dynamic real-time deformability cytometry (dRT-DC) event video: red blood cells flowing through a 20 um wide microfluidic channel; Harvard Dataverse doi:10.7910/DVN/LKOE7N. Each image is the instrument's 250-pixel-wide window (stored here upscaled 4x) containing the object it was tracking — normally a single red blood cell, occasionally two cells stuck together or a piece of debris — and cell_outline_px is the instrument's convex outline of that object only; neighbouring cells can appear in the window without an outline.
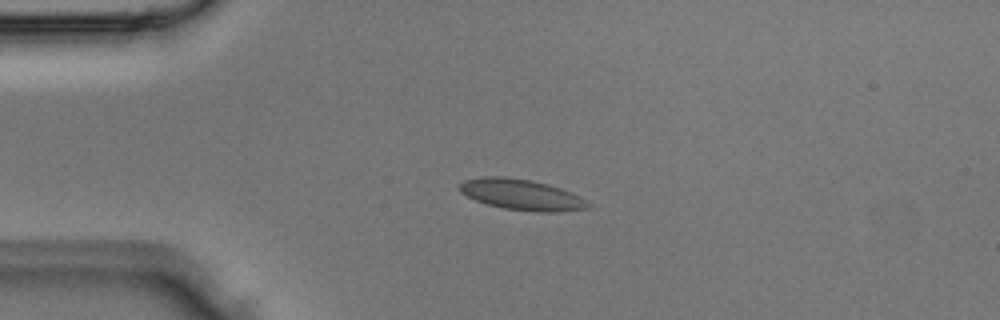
{"species": "Egyptian fruit bat (a non-hibernating species)", "species_latin": "Rousettus aegyptiacus", "temperature_condition": "room temperature", "stored_images_in_passage": 3, "camera_frame_rate_fps": 3000, "um_per_image_px": 0.085, "animal": {"sex": "male"}, "frame": {"image": 1, "passage_image": 3, "time_ms": 0.667, "image_size_px": [1000, 320], "cell_outline_px": [[592, 204], [588, 208], [560, 212], [540, 212], [504, 208], [488, 204], [476, 200], [460, 192], [460, 184], [464, 180], [480, 176], [504, 176], [532, 180], [548, 184], [572, 192], [580, 196]], "centroid_in_image_um": [44.36, 16.53], "position_along_channel_um": 40.6, "area_um2": 23.12}}